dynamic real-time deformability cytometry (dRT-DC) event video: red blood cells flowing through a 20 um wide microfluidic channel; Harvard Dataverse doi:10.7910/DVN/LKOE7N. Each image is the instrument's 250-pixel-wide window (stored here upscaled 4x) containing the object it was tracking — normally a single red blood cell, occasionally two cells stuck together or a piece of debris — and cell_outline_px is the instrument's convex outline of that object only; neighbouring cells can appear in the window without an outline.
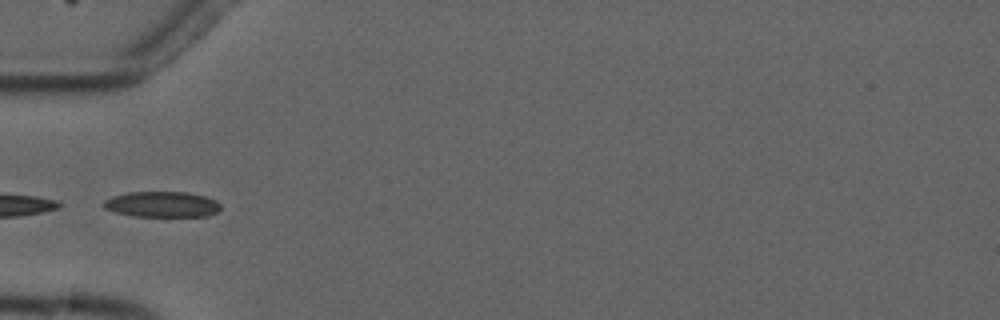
{"species": "common noctule bat (a hibernating species)", "species_latin": "Nyctalus noctula", "temperature_condition": "cold", "stored_images_in_passage": 9, "camera_frame_rate_fps": 3000, "um_per_image_px": 0.085, "animal": {"sex": "male", "forearm_length_mm": 52.5}, "frame": {"image": 1, "passage_image": 6, "time_ms": 6.0, "image_size_px": [1000, 320], "cell_outline_px": [[220, 212], [208, 216], [132, 216], [116, 212], [104, 208], [104, 200], [112, 196], [128, 192], [188, 192], [204, 196], [216, 200], [220, 204]], "centroid_in_image_um": [13.8, 17.37], "position_along_channel_um": 71.2, "area_um2": 17.57}}
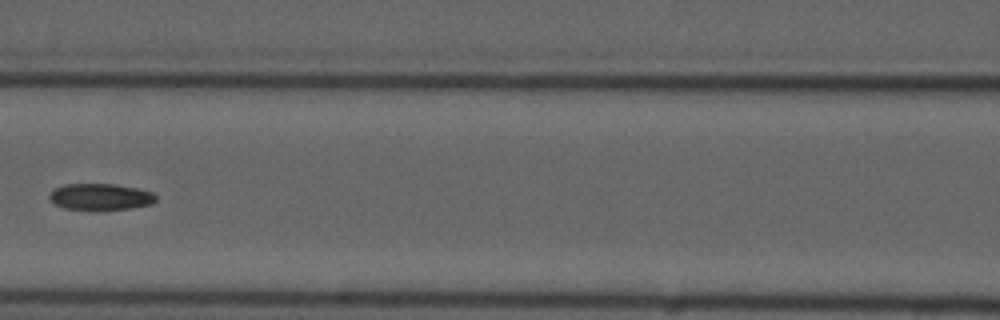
{"frame": {"image": 2, "passage_image": 8, "time_ms": 8.333, "image_size_px": [1000, 320], "cell_outline_px": [[156, 200], [152, 204], [132, 208], [100, 212], [96, 212], [64, 208], [52, 204], [48, 196], [56, 188], [64, 184], [116, 184], [136, 188], [152, 192], [156, 196]], "centroid_in_image_um": [8.52, 16.77], "position_along_channel_um": 158.1, "area_um2": 17.05}}
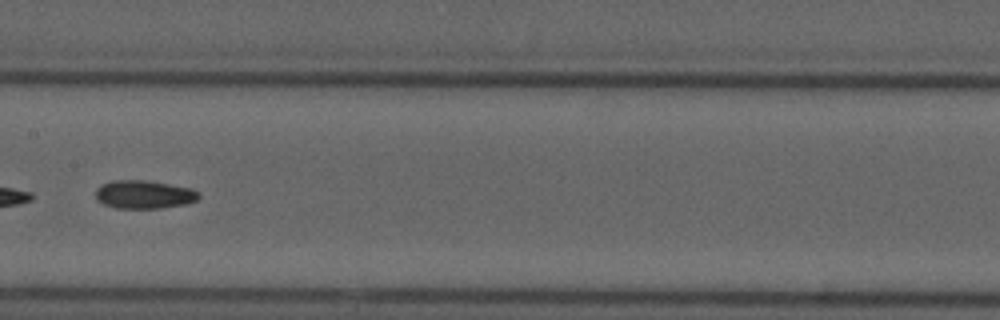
{"frame": {"image": 3, "passage_image": 9, "time_ms": 9.333, "image_size_px": [1000, 320], "cell_outline_px": [[200, 196], [196, 200], [184, 204], [160, 208], [116, 208], [104, 204], [96, 200], [96, 188], [112, 180], [144, 180], [192, 188], [200, 192]], "centroid_in_image_um": [12.24, 16.53], "position_along_channel_um": 195.2, "area_um2": 16.94}}